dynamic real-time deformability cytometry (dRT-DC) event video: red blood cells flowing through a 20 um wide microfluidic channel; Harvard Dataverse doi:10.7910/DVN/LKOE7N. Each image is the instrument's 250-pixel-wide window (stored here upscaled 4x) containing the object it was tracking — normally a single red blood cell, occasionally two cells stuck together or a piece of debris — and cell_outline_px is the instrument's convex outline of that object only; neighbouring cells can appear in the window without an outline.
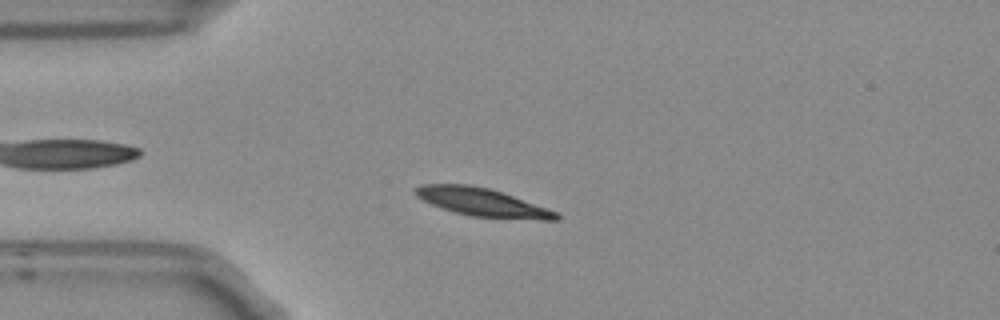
{"species": "Egyptian fruit bat (a non-hibernating species)", "species_latin": "Rousettus aegyptiacus", "temperature_condition": "room temperature", "stored_images_in_passage": 8, "camera_frame_rate_fps": 3000, "um_per_image_px": 0.085, "frame": {"image": 1, "passage_image": 3, "time_ms": 0.667, "image_size_px": [1000, 320], "cell_outline_px": [[560, 220], [540, 220], [472, 216], [456, 212], [432, 204], [416, 196], [412, 192], [420, 184], [468, 184], [488, 188], [548, 208], [556, 212], [560, 216]], "centroid_in_image_um": [40.99, 17.19], "position_along_channel_um": 44.0, "area_um2": 22.72}}
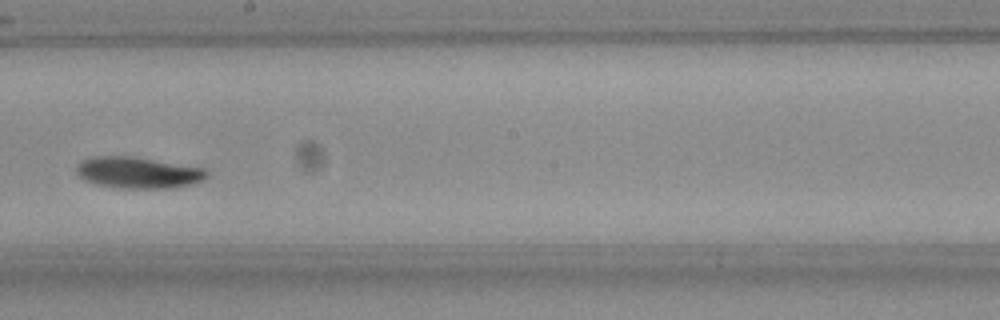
{"frame": {"image": 2, "passage_image": 8, "time_ms": 2.333, "image_size_px": [1000, 320], "cell_outline_px": [[208, 176], [204, 180], [196, 184], [176, 188], [120, 188], [92, 184], [84, 180], [76, 172], [76, 168], [84, 160], [92, 156], [132, 156], [204, 168], [208, 172]], "centroid_in_image_um": [11.78, 14.69], "position_along_channel_um": 236.4, "area_um2": 24.04}}